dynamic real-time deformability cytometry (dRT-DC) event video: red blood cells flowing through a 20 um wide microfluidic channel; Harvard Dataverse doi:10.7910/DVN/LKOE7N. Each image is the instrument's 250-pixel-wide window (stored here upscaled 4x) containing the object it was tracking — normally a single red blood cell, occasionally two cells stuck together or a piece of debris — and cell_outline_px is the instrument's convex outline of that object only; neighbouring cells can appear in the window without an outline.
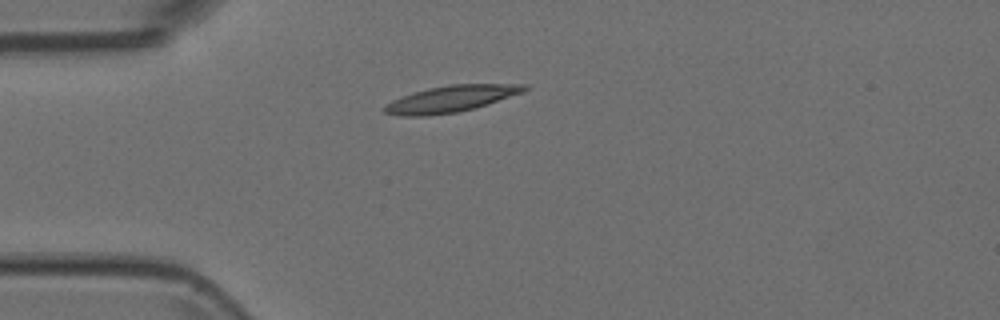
{"species": "Egyptian fruit bat (a non-hibernating species)", "species_latin": "Rousettus aegyptiacus", "temperature_condition": "room temperature", "stored_images_in_passage": 2, "camera_frame_rate_fps": 3000, "um_per_image_px": 0.085, "animal": {"sex": "female"}, "frame": {"image": 1, "passage_image": 1, "time_ms": 0.0, "image_size_px": [1000, 320], "cell_outline_px": [[528, 88], [524, 92], [476, 108], [456, 112], [428, 116], [400, 116], [384, 112], [380, 108], [384, 104], [392, 100], [412, 92], [428, 88], [452, 84], [528, 84]], "centroid_in_image_um": [38.3, 8.41], "position_along_channel_um": 46.7, "area_um2": 21.79}}